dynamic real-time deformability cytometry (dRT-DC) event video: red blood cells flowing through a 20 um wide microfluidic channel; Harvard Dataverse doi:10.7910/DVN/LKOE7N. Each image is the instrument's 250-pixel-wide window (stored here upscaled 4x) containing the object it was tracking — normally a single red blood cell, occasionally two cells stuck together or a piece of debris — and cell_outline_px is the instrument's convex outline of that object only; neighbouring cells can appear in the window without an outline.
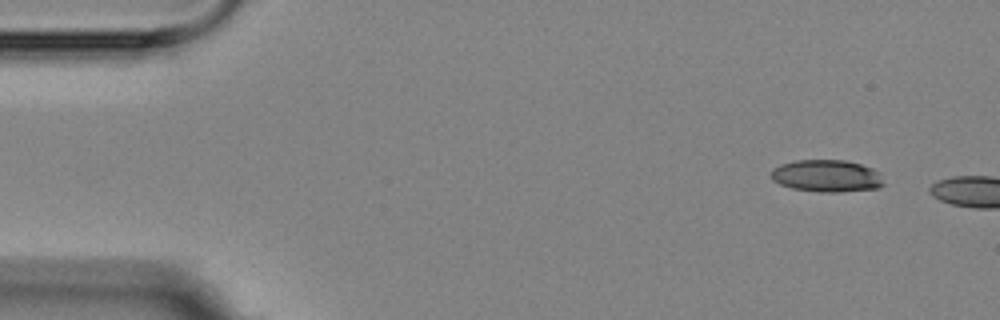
{"species": "Egyptian fruit bat (a non-hibernating species)", "species_latin": "Rousettus aegyptiacus", "temperature_condition": "room temperature", "stored_images_in_passage": 2, "camera_frame_rate_fps": 3000, "um_per_image_px": 0.085, "animal": {"sex": "female"}, "frame": {"image": 1, "passage_image": 1, "time_ms": 0.0, "image_size_px": [1000, 320], "cell_outline_px": [[884, 184], [880, 188], [836, 192], [820, 192], [792, 188], [780, 184], [772, 180], [772, 168], [780, 164], [796, 160], [844, 160], [860, 164], [872, 168], [880, 172]], "centroid_in_image_um": [70.28, 14.95], "position_along_channel_um": 14.7, "area_um2": 21.15}}